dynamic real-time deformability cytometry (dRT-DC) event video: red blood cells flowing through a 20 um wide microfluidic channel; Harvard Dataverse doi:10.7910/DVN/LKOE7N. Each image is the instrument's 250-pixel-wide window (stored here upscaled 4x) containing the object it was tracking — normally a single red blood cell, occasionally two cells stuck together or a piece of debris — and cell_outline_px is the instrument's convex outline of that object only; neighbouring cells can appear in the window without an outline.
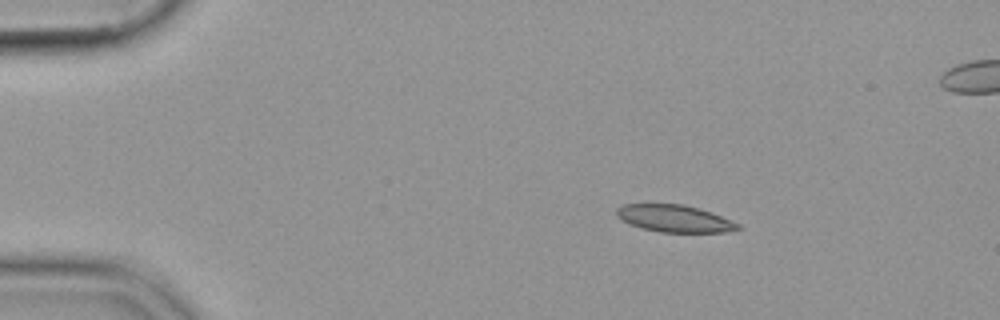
{"species": "common noctule bat (a hibernating species)", "species_latin": "Nyctalus noctula", "temperature_condition": "cold", "stored_images_in_passage": 48, "segment_of_instrument_passage": [1, 2], "camera_frame_rate_fps": 3000, "um_per_image_px": 0.085, "animal": {"sex": "female", "body_mass_g": 19.9}, "frame": {"image": 1, "passage_image": 1, "time_ms": 0.0, "image_size_px": [1000, 320], "cell_outline_px": [[740, 228], [728, 232], [660, 232], [644, 228], [620, 220], [616, 216], [616, 208], [624, 204], [684, 204], [700, 208], [712, 212], [740, 224]], "centroid_in_image_um": [57.34, 18.56], "position_along_channel_um": 27.7, "area_um2": 19.19}}
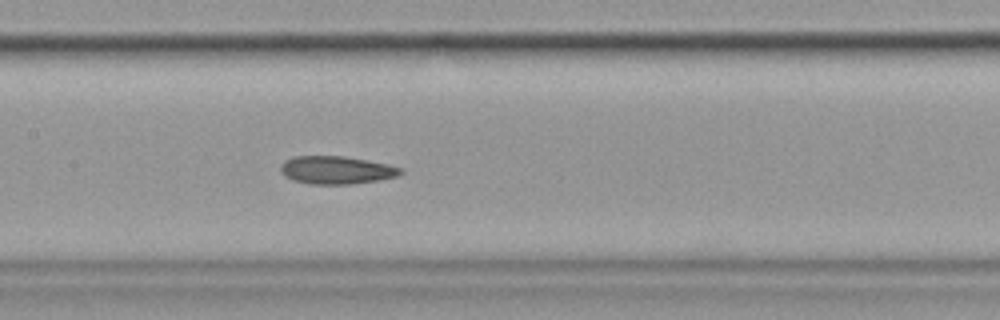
{"frame": {"image": 2, "passage_image": 19, "time_ms": 6.0, "image_size_px": [1000, 320], "cell_outline_px": [[404, 172], [396, 176], [376, 180], [348, 184], [308, 184], [292, 180], [284, 176], [280, 172], [280, 164], [284, 160], [292, 156], [344, 156], [388, 164], [400, 168]], "centroid_in_image_um": [28.51, 14.45], "position_along_channel_um": 178.9, "area_um2": 19.54}}
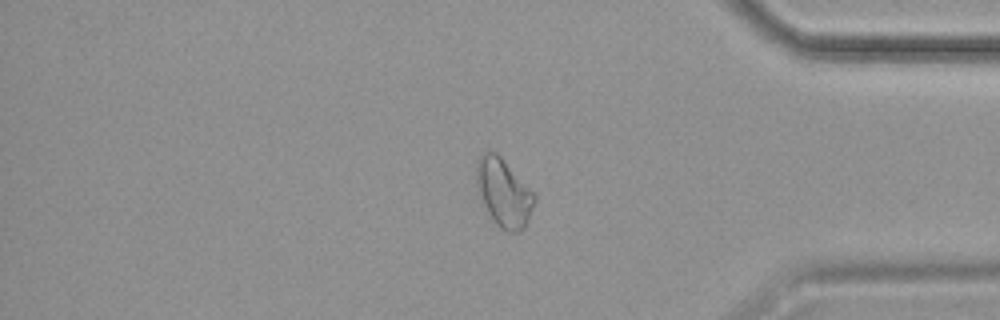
{"frame": {"image": 3, "passage_image": 38, "time_ms": 12.333, "image_size_px": [1000, 320], "cell_outline_px": [[536, 200], [528, 220], [524, 228], [520, 232], [508, 232], [500, 228], [492, 220], [484, 204], [476, 184], [476, 160], [484, 152], [496, 152], [536, 192]], "centroid_in_image_um": [42.85, 16.38], "position_along_channel_um": 392.4, "area_um2": 23.18}}